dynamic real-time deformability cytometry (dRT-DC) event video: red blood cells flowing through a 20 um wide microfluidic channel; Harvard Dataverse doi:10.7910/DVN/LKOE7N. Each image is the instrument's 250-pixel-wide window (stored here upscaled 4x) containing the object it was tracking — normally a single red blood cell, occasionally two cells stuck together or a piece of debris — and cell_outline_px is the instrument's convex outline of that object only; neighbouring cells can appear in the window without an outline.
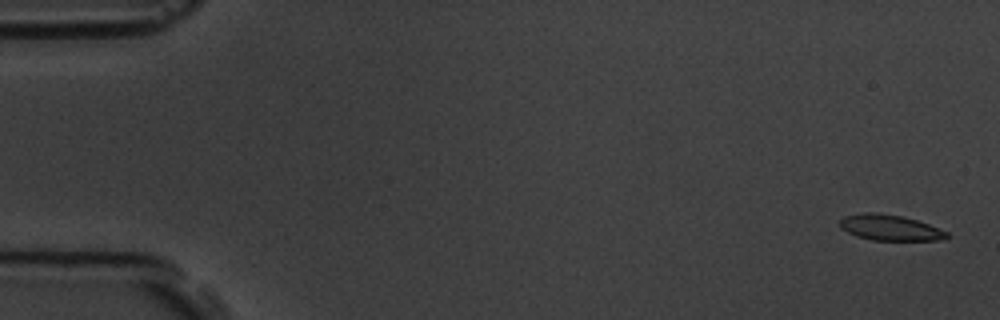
{"species": "common noctule bat (a hibernating species)", "species_latin": "Nyctalus noctula", "temperature_condition": "room temperature", "stored_images_in_passage": 5, "camera_frame_rate_fps": 3000, "um_per_image_px": 0.085, "animal": {"sex": "male", "body_mass_g": 19.5, "forearm_length_mm": 54.6}, "frame": {"image": 1, "passage_image": 1, "time_ms": 0.0, "image_size_px": [1000, 320], "cell_outline_px": [[952, 236], [940, 240], [872, 240], [856, 236], [840, 228], [840, 220], [844, 216], [864, 212], [876, 212], [904, 216], [928, 224], [948, 232]], "centroid_in_image_um": [75.65, 19.34], "position_along_channel_um": 9.3, "area_um2": 16.13}}
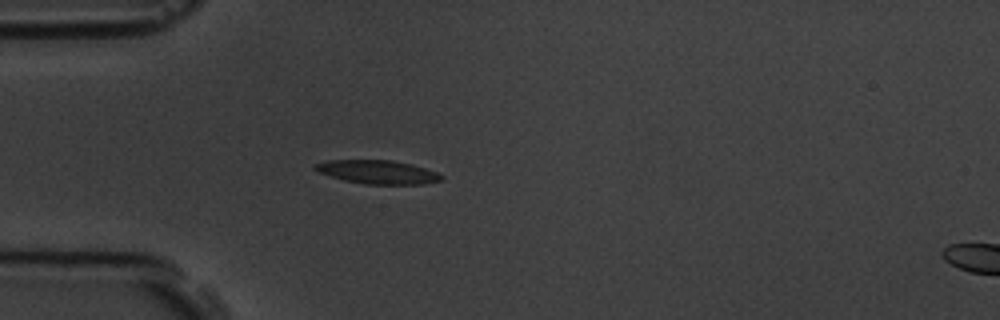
{"frame": {"image": 2, "passage_image": 5, "time_ms": 4.667, "image_size_px": [1000, 320], "cell_outline_px": [[444, 180], [424, 184], [364, 184], [344, 180], [320, 172], [312, 168], [312, 164], [328, 160], [392, 160], [412, 164], [436, 172], [444, 176]], "centroid_in_image_um": [32.11, 14.62], "position_along_channel_um": 52.9, "area_um2": 17.4}}